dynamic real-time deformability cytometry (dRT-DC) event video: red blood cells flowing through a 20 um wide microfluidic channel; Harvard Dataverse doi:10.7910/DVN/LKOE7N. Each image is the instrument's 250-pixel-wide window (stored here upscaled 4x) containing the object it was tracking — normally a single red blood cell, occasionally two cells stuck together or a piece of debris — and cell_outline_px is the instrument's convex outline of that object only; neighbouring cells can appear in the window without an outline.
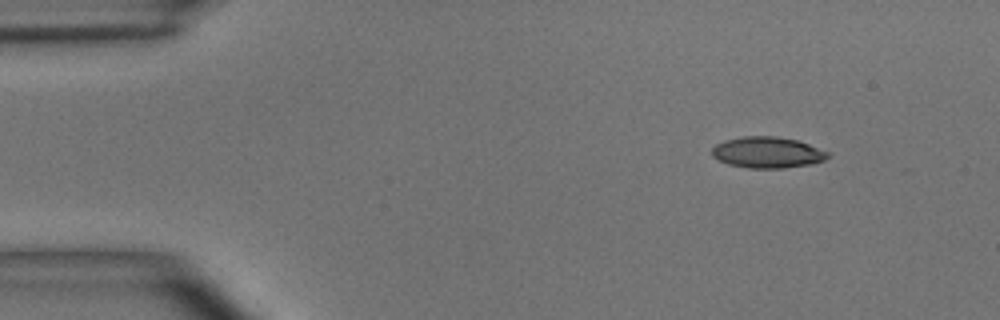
{"species": "common noctule bat (a hibernating species)", "species_latin": "Nyctalus noctula", "temperature_condition": "room temperature", "stored_images_in_passage": 7, "camera_frame_rate_fps": 3000, "um_per_image_px": 0.085, "animal": {"sex": "male", "body_mass_g": 15.6}, "frame": {"image": 1, "passage_image": 1, "time_ms": 0.0, "image_size_px": [1000, 320], "cell_outline_px": [[828, 156], [824, 160], [812, 164], [784, 168], [748, 168], [728, 164], [712, 156], [712, 148], [716, 144], [724, 140], [744, 136], [776, 136], [796, 140], [808, 144], [828, 152]], "centroid_in_image_um": [65.21, 12.96], "position_along_channel_um": 19.8, "area_um2": 20.92}}
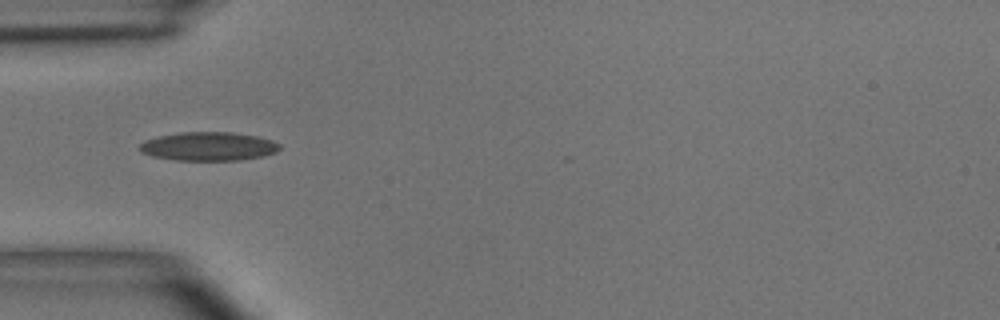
{"frame": {"image": 2, "passage_image": 4, "time_ms": 3.333, "image_size_px": [1000, 320], "cell_outline_px": [[280, 148], [276, 152], [264, 156], [240, 160], [176, 160], [152, 156], [140, 152], [140, 144], [144, 140], [160, 136], [180, 132], [232, 132], [260, 136], [272, 140], [280, 144]], "centroid_in_image_um": [17.75, 12.44], "position_along_channel_um": 67.2, "area_um2": 23.52}}
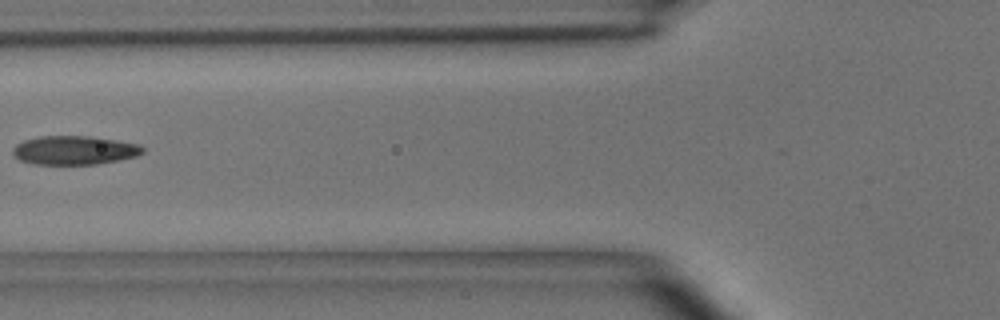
{"frame": {"image": 3, "passage_image": 5, "time_ms": 4.667, "image_size_px": [1000, 320], "cell_outline_px": [[144, 152], [136, 156], [96, 164], [32, 164], [20, 160], [12, 152], [12, 148], [16, 144], [24, 140], [40, 136], [88, 136], [116, 140], [140, 144], [144, 148]], "centroid_in_image_um": [6.31, 12.76], "position_along_channel_um": 119.5, "area_um2": 21.73}}